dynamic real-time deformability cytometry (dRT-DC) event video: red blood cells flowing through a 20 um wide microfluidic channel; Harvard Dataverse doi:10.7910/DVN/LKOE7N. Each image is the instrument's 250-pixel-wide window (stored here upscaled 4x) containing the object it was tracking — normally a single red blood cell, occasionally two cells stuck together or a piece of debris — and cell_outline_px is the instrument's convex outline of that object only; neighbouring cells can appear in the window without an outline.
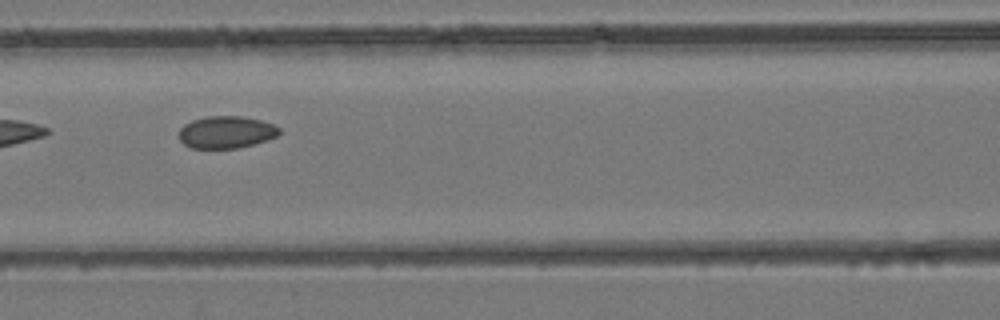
{"species": "common noctule bat (a hibernating species)", "species_latin": "Nyctalus noctula", "temperature_condition": "room temperature", "stored_images_in_passage": 6, "camera_frame_rate_fps": 3000, "um_per_image_px": 0.085, "animal": {"sex": "female", "body_mass_g": 24.6, "forearm_length_mm": 56.2}, "frame": {"image": 1, "passage_image": 5, "time_ms": 5.333, "image_size_px": [1000, 320], "cell_outline_px": [[280, 132], [276, 136], [268, 140], [236, 148], [192, 148], [184, 144], [180, 140], [180, 128], [184, 124], [192, 120], [208, 116], [240, 116], [260, 120], [272, 124], [280, 128]], "centroid_in_image_um": [19.22, 11.23], "position_along_channel_um": 147.4, "area_um2": 18.67}}
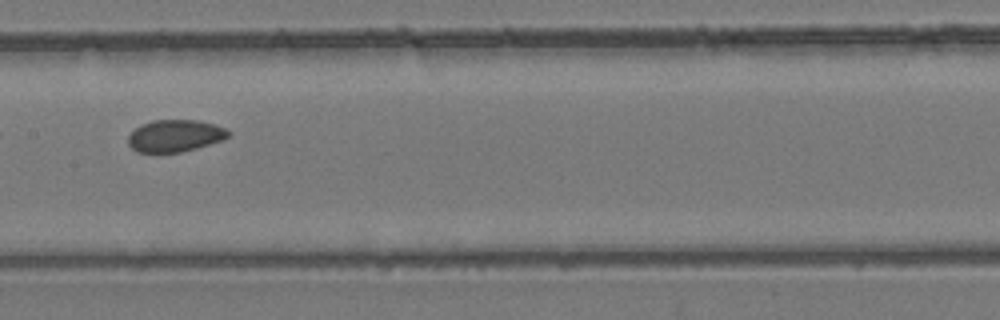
{"frame": {"image": 2, "passage_image": 6, "time_ms": 6.333, "image_size_px": [1000, 320], "cell_outline_px": [[232, 132], [224, 140], [196, 148], [180, 152], [136, 152], [128, 144], [128, 136], [140, 124], [152, 120], [196, 120], [216, 124], [228, 128]], "centroid_in_image_um": [14.91, 11.53], "position_along_channel_um": 192.5, "area_um2": 18.9}}